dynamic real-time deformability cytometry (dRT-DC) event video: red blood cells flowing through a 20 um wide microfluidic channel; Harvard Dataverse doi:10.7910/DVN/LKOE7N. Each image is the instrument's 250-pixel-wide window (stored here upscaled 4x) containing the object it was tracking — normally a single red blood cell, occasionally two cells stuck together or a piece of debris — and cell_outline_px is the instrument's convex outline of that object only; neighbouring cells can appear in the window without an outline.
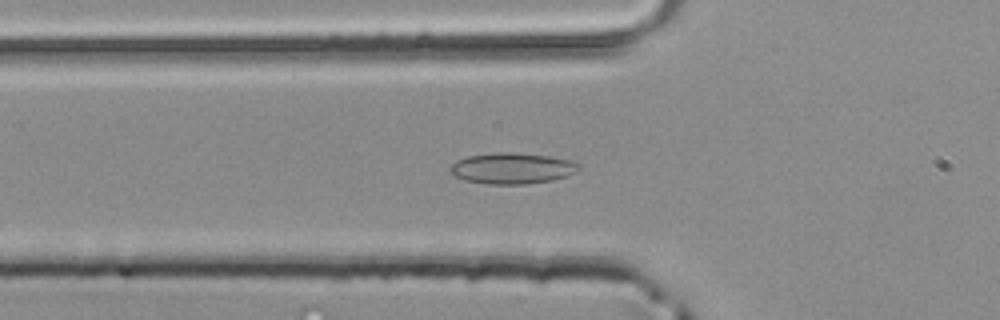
{"species": "common noctule bat (a hibernating species)", "species_latin": "Nyctalus noctula", "temperature_condition": "room temperature", "stored_images_in_passage": 47, "camera_frame_rate_fps": 3000, "um_per_image_px": 0.085, "animal": {"sex": "male", "body_mass_g": 20.4}, "frame": {"image": 1, "passage_image": 16, "time_ms": 5.0, "image_size_px": [1000, 320], "cell_outline_px": [[580, 168], [576, 172], [568, 176], [552, 180], [524, 184], [488, 184], [464, 180], [452, 176], [448, 172], [448, 168], [456, 160], [468, 156], [496, 152], [508, 152], [548, 156], [568, 160], [580, 164]], "centroid_in_image_um": [43.48, 14.31], "position_along_channel_um": 82.3, "area_um2": 23.35}}
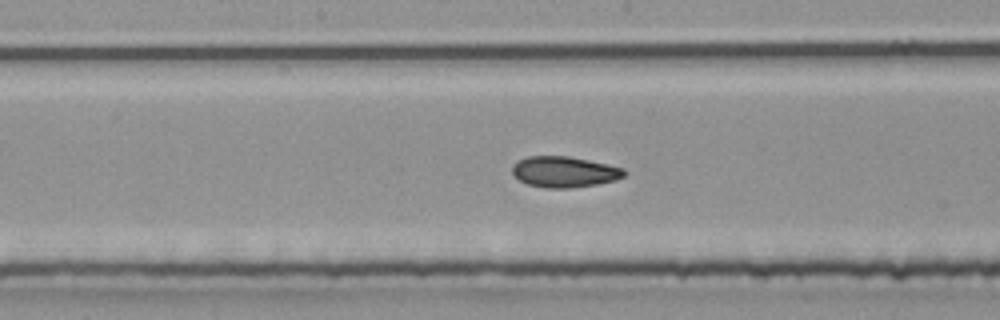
{"frame": {"image": 2, "passage_image": 24, "time_ms": 7.667, "image_size_px": [1000, 320], "cell_outline_px": [[624, 176], [616, 180], [596, 184], [572, 188], [544, 188], [528, 184], [520, 180], [512, 172], [512, 168], [516, 160], [528, 156], [568, 156], [588, 160], [624, 168]], "centroid_in_image_um": [47.94, 14.61], "position_along_channel_um": 200.3, "area_um2": 20.06}}
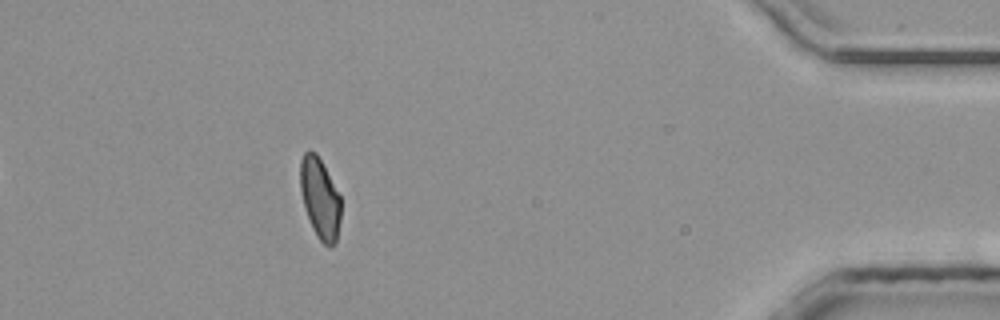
{"frame": {"image": 3, "passage_image": 42, "time_ms": 13.667, "image_size_px": [1000, 320], "cell_outline_px": [[340, 220], [336, 244], [328, 248], [316, 236], [312, 228], [304, 208], [300, 188], [300, 160], [304, 152], [308, 148], [316, 152], [340, 196]], "centroid_in_image_um": [27.18, 16.87], "position_along_channel_um": 408.0, "area_um2": 19.25}}